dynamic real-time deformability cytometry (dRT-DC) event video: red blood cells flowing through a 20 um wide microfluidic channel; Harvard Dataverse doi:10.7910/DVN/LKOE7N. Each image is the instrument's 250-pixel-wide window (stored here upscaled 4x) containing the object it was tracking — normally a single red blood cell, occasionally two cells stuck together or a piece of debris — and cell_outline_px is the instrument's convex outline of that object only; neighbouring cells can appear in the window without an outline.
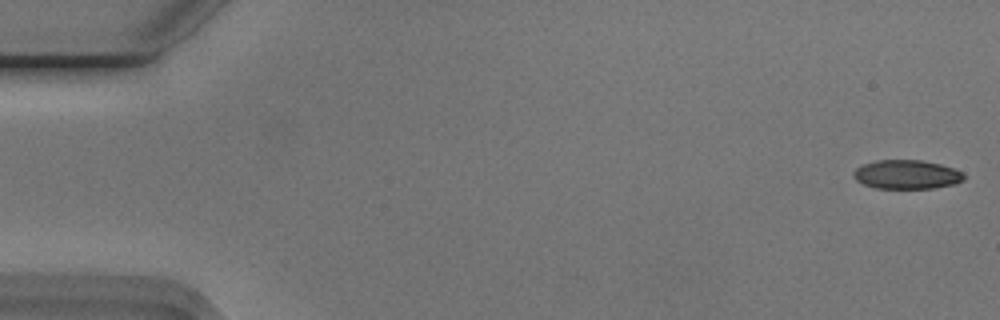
{"species": "Egyptian fruit bat (a non-hibernating species)", "species_latin": "Rousettus aegyptiacus", "temperature_condition": "cold", "stored_images_in_passage": 54, "camera_frame_rate_fps": 3000, "um_per_image_px": 0.085, "animal": {"sex": "male"}, "frame": {"image": 1, "passage_image": 1, "time_ms": 0.0, "image_size_px": [1000, 320], "cell_outline_px": [[964, 180], [956, 184], [932, 188], [876, 188], [864, 184], [856, 180], [852, 176], [852, 172], [856, 168], [864, 164], [876, 160], [920, 160], [940, 164], [964, 172]], "centroid_in_image_um": [77.07, 14.83], "position_along_channel_um": 7.9, "area_um2": 18.67}}
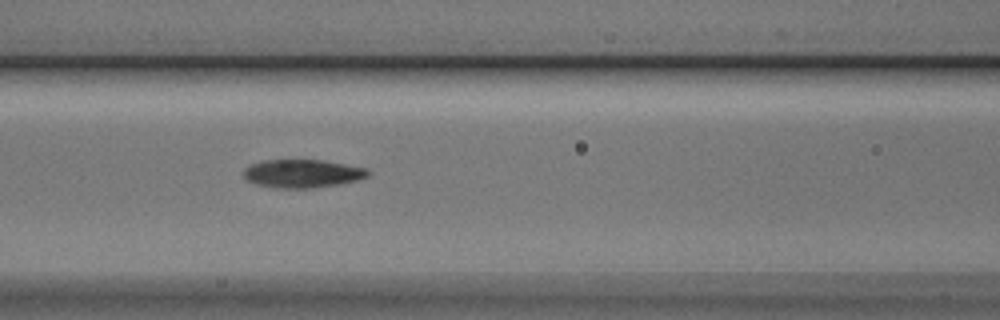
{"frame": {"image": 2, "passage_image": 23, "time_ms": 7.333, "image_size_px": [1000, 320], "cell_outline_px": [[372, 172], [368, 176], [356, 180], [340, 184], [312, 188], [276, 188], [256, 184], [248, 180], [244, 176], [244, 168], [248, 164], [264, 160], [320, 160], [368, 168]], "centroid_in_image_um": [25.7, 14.75], "position_along_channel_um": 140.9, "area_um2": 20.52}}
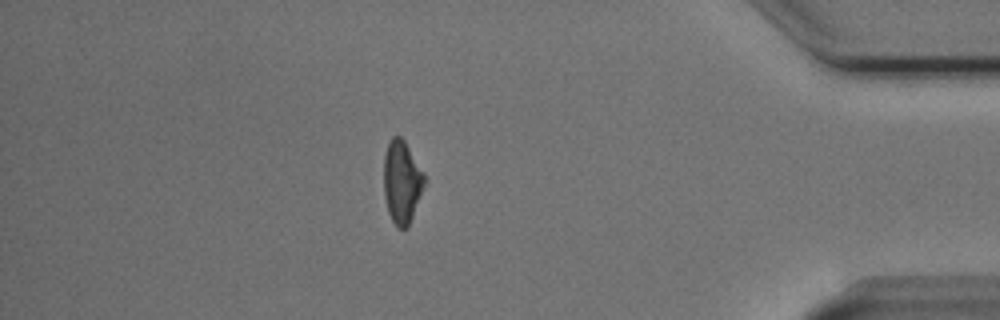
{"frame": {"image": 3, "passage_image": 47, "time_ms": 15.333, "image_size_px": [1000, 320], "cell_outline_px": [[424, 184], [408, 228], [396, 228], [388, 212], [384, 196], [384, 156], [388, 144], [392, 136], [400, 136], [404, 140], [424, 172]], "centroid_in_image_um": [34.14, 15.47], "position_along_channel_um": 401.1, "area_um2": 19.42}, "authors_computed_cell_mechanics": {"area_um2": 20.1144, "velocity_mm_per_s": 3.7637, "shape_relaxation_time_tau1_ms": 4.1967, "shape_relaxation_time_tau2_ms": 3.3816, "deformation_change_tau1": 0.154, "deformation_change_tau2": 0.1074}}